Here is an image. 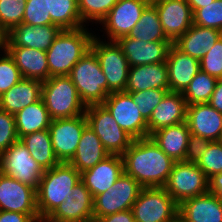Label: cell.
Returning a JSON list of instances; mask_svg holds the SVG:
<instances>
[{
	"instance_id": "60d3db41",
	"label": "cell",
	"mask_w": 222,
	"mask_h": 222,
	"mask_svg": "<svg viewBox=\"0 0 222 222\" xmlns=\"http://www.w3.org/2000/svg\"><path fill=\"white\" fill-rule=\"evenodd\" d=\"M22 23L31 26L54 24L48 12V0H26Z\"/></svg>"
},
{
	"instance_id": "4dcf8cb0",
	"label": "cell",
	"mask_w": 222,
	"mask_h": 222,
	"mask_svg": "<svg viewBox=\"0 0 222 222\" xmlns=\"http://www.w3.org/2000/svg\"><path fill=\"white\" fill-rule=\"evenodd\" d=\"M14 117L18 139L30 133L49 129L51 122L48 110L41 98L17 112Z\"/></svg>"
},
{
	"instance_id": "6da1fadb",
	"label": "cell",
	"mask_w": 222,
	"mask_h": 222,
	"mask_svg": "<svg viewBox=\"0 0 222 222\" xmlns=\"http://www.w3.org/2000/svg\"><path fill=\"white\" fill-rule=\"evenodd\" d=\"M122 158L124 172L142 187H163L175 163L150 136L133 139Z\"/></svg>"
},
{
	"instance_id": "b9f144b4",
	"label": "cell",
	"mask_w": 222,
	"mask_h": 222,
	"mask_svg": "<svg viewBox=\"0 0 222 222\" xmlns=\"http://www.w3.org/2000/svg\"><path fill=\"white\" fill-rule=\"evenodd\" d=\"M3 53L0 55V96L23 78L13 58L7 51Z\"/></svg>"
},
{
	"instance_id": "2e32d148",
	"label": "cell",
	"mask_w": 222,
	"mask_h": 222,
	"mask_svg": "<svg viewBox=\"0 0 222 222\" xmlns=\"http://www.w3.org/2000/svg\"><path fill=\"white\" fill-rule=\"evenodd\" d=\"M0 211L38 214L36 189L0 171Z\"/></svg>"
},
{
	"instance_id": "f35d334b",
	"label": "cell",
	"mask_w": 222,
	"mask_h": 222,
	"mask_svg": "<svg viewBox=\"0 0 222 222\" xmlns=\"http://www.w3.org/2000/svg\"><path fill=\"white\" fill-rule=\"evenodd\" d=\"M196 164L208 179L222 173V142H211Z\"/></svg>"
},
{
	"instance_id": "f907efd6",
	"label": "cell",
	"mask_w": 222,
	"mask_h": 222,
	"mask_svg": "<svg viewBox=\"0 0 222 222\" xmlns=\"http://www.w3.org/2000/svg\"><path fill=\"white\" fill-rule=\"evenodd\" d=\"M214 1L215 0H187V3L190 5L192 12H194L196 9L206 7Z\"/></svg>"
},
{
	"instance_id": "7c38bea8",
	"label": "cell",
	"mask_w": 222,
	"mask_h": 222,
	"mask_svg": "<svg viewBox=\"0 0 222 222\" xmlns=\"http://www.w3.org/2000/svg\"><path fill=\"white\" fill-rule=\"evenodd\" d=\"M88 125L85 114L51 120L49 133L54 153L59 162L69 163L74 157L84 128Z\"/></svg>"
},
{
	"instance_id": "7402d4cb",
	"label": "cell",
	"mask_w": 222,
	"mask_h": 222,
	"mask_svg": "<svg viewBox=\"0 0 222 222\" xmlns=\"http://www.w3.org/2000/svg\"><path fill=\"white\" fill-rule=\"evenodd\" d=\"M166 64L168 66L169 89L172 92L183 93L193 77L200 71V61L170 45Z\"/></svg>"
},
{
	"instance_id": "816d5d0a",
	"label": "cell",
	"mask_w": 222,
	"mask_h": 222,
	"mask_svg": "<svg viewBox=\"0 0 222 222\" xmlns=\"http://www.w3.org/2000/svg\"><path fill=\"white\" fill-rule=\"evenodd\" d=\"M0 49L6 52L7 49V32L0 28Z\"/></svg>"
},
{
	"instance_id": "7bdbcfd3",
	"label": "cell",
	"mask_w": 222,
	"mask_h": 222,
	"mask_svg": "<svg viewBox=\"0 0 222 222\" xmlns=\"http://www.w3.org/2000/svg\"><path fill=\"white\" fill-rule=\"evenodd\" d=\"M200 70L209 75L222 79V38L200 60Z\"/></svg>"
},
{
	"instance_id": "ab89813d",
	"label": "cell",
	"mask_w": 222,
	"mask_h": 222,
	"mask_svg": "<svg viewBox=\"0 0 222 222\" xmlns=\"http://www.w3.org/2000/svg\"><path fill=\"white\" fill-rule=\"evenodd\" d=\"M193 24L222 31V0H215L193 12Z\"/></svg>"
},
{
	"instance_id": "5bb4252c",
	"label": "cell",
	"mask_w": 222,
	"mask_h": 222,
	"mask_svg": "<svg viewBox=\"0 0 222 222\" xmlns=\"http://www.w3.org/2000/svg\"><path fill=\"white\" fill-rule=\"evenodd\" d=\"M151 0H118L101 21L111 41L128 36Z\"/></svg>"
},
{
	"instance_id": "ee69618b",
	"label": "cell",
	"mask_w": 222,
	"mask_h": 222,
	"mask_svg": "<svg viewBox=\"0 0 222 222\" xmlns=\"http://www.w3.org/2000/svg\"><path fill=\"white\" fill-rule=\"evenodd\" d=\"M18 140L14 114L0 109V155Z\"/></svg>"
},
{
	"instance_id": "f6af8a7d",
	"label": "cell",
	"mask_w": 222,
	"mask_h": 222,
	"mask_svg": "<svg viewBox=\"0 0 222 222\" xmlns=\"http://www.w3.org/2000/svg\"><path fill=\"white\" fill-rule=\"evenodd\" d=\"M211 142V140L190 134L184 161L197 163Z\"/></svg>"
},
{
	"instance_id": "1f68e13d",
	"label": "cell",
	"mask_w": 222,
	"mask_h": 222,
	"mask_svg": "<svg viewBox=\"0 0 222 222\" xmlns=\"http://www.w3.org/2000/svg\"><path fill=\"white\" fill-rule=\"evenodd\" d=\"M19 141L44 170L51 169L60 163L54 153L48 129L27 134L21 137Z\"/></svg>"
},
{
	"instance_id": "bcb514c9",
	"label": "cell",
	"mask_w": 222,
	"mask_h": 222,
	"mask_svg": "<svg viewBox=\"0 0 222 222\" xmlns=\"http://www.w3.org/2000/svg\"><path fill=\"white\" fill-rule=\"evenodd\" d=\"M0 222H40L39 214L0 211Z\"/></svg>"
},
{
	"instance_id": "83f0119b",
	"label": "cell",
	"mask_w": 222,
	"mask_h": 222,
	"mask_svg": "<svg viewBox=\"0 0 222 222\" xmlns=\"http://www.w3.org/2000/svg\"><path fill=\"white\" fill-rule=\"evenodd\" d=\"M191 132L187 122H182L153 132L150 137L174 161H184Z\"/></svg>"
},
{
	"instance_id": "836d02e7",
	"label": "cell",
	"mask_w": 222,
	"mask_h": 222,
	"mask_svg": "<svg viewBox=\"0 0 222 222\" xmlns=\"http://www.w3.org/2000/svg\"><path fill=\"white\" fill-rule=\"evenodd\" d=\"M51 21L63 29H77L83 26L77 0H48Z\"/></svg>"
},
{
	"instance_id": "f1b7e54d",
	"label": "cell",
	"mask_w": 222,
	"mask_h": 222,
	"mask_svg": "<svg viewBox=\"0 0 222 222\" xmlns=\"http://www.w3.org/2000/svg\"><path fill=\"white\" fill-rule=\"evenodd\" d=\"M221 32L217 29L193 24L173 44L182 52L200 61L221 38Z\"/></svg>"
},
{
	"instance_id": "ffe728a7",
	"label": "cell",
	"mask_w": 222,
	"mask_h": 222,
	"mask_svg": "<svg viewBox=\"0 0 222 222\" xmlns=\"http://www.w3.org/2000/svg\"><path fill=\"white\" fill-rule=\"evenodd\" d=\"M186 122L191 134L213 141L221 140L222 113L208 103L187 105Z\"/></svg>"
},
{
	"instance_id": "277c9868",
	"label": "cell",
	"mask_w": 222,
	"mask_h": 222,
	"mask_svg": "<svg viewBox=\"0 0 222 222\" xmlns=\"http://www.w3.org/2000/svg\"><path fill=\"white\" fill-rule=\"evenodd\" d=\"M41 99L51 120L72 118L85 114L75 85L68 76H52L42 82Z\"/></svg>"
},
{
	"instance_id": "d6986e66",
	"label": "cell",
	"mask_w": 222,
	"mask_h": 222,
	"mask_svg": "<svg viewBox=\"0 0 222 222\" xmlns=\"http://www.w3.org/2000/svg\"><path fill=\"white\" fill-rule=\"evenodd\" d=\"M124 172L122 155L110 154L94 167L81 173V181L89 189L93 199L107 191Z\"/></svg>"
},
{
	"instance_id": "8fae6325",
	"label": "cell",
	"mask_w": 222,
	"mask_h": 222,
	"mask_svg": "<svg viewBox=\"0 0 222 222\" xmlns=\"http://www.w3.org/2000/svg\"><path fill=\"white\" fill-rule=\"evenodd\" d=\"M0 171L36 190L45 172L19 140L0 155Z\"/></svg>"
},
{
	"instance_id": "c3c4849f",
	"label": "cell",
	"mask_w": 222,
	"mask_h": 222,
	"mask_svg": "<svg viewBox=\"0 0 222 222\" xmlns=\"http://www.w3.org/2000/svg\"><path fill=\"white\" fill-rule=\"evenodd\" d=\"M214 109L222 113V79H218L208 102Z\"/></svg>"
},
{
	"instance_id": "d590c367",
	"label": "cell",
	"mask_w": 222,
	"mask_h": 222,
	"mask_svg": "<svg viewBox=\"0 0 222 222\" xmlns=\"http://www.w3.org/2000/svg\"><path fill=\"white\" fill-rule=\"evenodd\" d=\"M25 6L26 0H0V28L8 33L21 24Z\"/></svg>"
},
{
	"instance_id": "4316f807",
	"label": "cell",
	"mask_w": 222,
	"mask_h": 222,
	"mask_svg": "<svg viewBox=\"0 0 222 222\" xmlns=\"http://www.w3.org/2000/svg\"><path fill=\"white\" fill-rule=\"evenodd\" d=\"M42 81L22 78L0 96V109L16 114L41 98Z\"/></svg>"
},
{
	"instance_id": "e575fe53",
	"label": "cell",
	"mask_w": 222,
	"mask_h": 222,
	"mask_svg": "<svg viewBox=\"0 0 222 222\" xmlns=\"http://www.w3.org/2000/svg\"><path fill=\"white\" fill-rule=\"evenodd\" d=\"M217 78L206 72L199 71L182 93L187 105L202 104L210 101Z\"/></svg>"
},
{
	"instance_id": "ac0fdd59",
	"label": "cell",
	"mask_w": 222,
	"mask_h": 222,
	"mask_svg": "<svg viewBox=\"0 0 222 222\" xmlns=\"http://www.w3.org/2000/svg\"><path fill=\"white\" fill-rule=\"evenodd\" d=\"M116 41L121 46L130 67L166 62L172 44L170 41L146 42L128 36Z\"/></svg>"
},
{
	"instance_id": "cb8c5ba5",
	"label": "cell",
	"mask_w": 222,
	"mask_h": 222,
	"mask_svg": "<svg viewBox=\"0 0 222 222\" xmlns=\"http://www.w3.org/2000/svg\"><path fill=\"white\" fill-rule=\"evenodd\" d=\"M178 215L185 222H222V200L211 192L186 199Z\"/></svg>"
},
{
	"instance_id": "ba28073f",
	"label": "cell",
	"mask_w": 222,
	"mask_h": 222,
	"mask_svg": "<svg viewBox=\"0 0 222 222\" xmlns=\"http://www.w3.org/2000/svg\"><path fill=\"white\" fill-rule=\"evenodd\" d=\"M85 115L88 126L99 137L109 154L122 155L129 148L133 138L121 129L103 104L86 106Z\"/></svg>"
},
{
	"instance_id": "f5cc1de1",
	"label": "cell",
	"mask_w": 222,
	"mask_h": 222,
	"mask_svg": "<svg viewBox=\"0 0 222 222\" xmlns=\"http://www.w3.org/2000/svg\"><path fill=\"white\" fill-rule=\"evenodd\" d=\"M168 222H185L179 215H177L174 219Z\"/></svg>"
},
{
	"instance_id": "5b68a950",
	"label": "cell",
	"mask_w": 222,
	"mask_h": 222,
	"mask_svg": "<svg viewBox=\"0 0 222 222\" xmlns=\"http://www.w3.org/2000/svg\"><path fill=\"white\" fill-rule=\"evenodd\" d=\"M68 77L85 106L102 104L108 97L106 76L91 49L71 69Z\"/></svg>"
},
{
	"instance_id": "9c48e42d",
	"label": "cell",
	"mask_w": 222,
	"mask_h": 222,
	"mask_svg": "<svg viewBox=\"0 0 222 222\" xmlns=\"http://www.w3.org/2000/svg\"><path fill=\"white\" fill-rule=\"evenodd\" d=\"M131 211L135 222H168L178 215L179 204L163 187H143Z\"/></svg>"
},
{
	"instance_id": "d6a6232c",
	"label": "cell",
	"mask_w": 222,
	"mask_h": 222,
	"mask_svg": "<svg viewBox=\"0 0 222 222\" xmlns=\"http://www.w3.org/2000/svg\"><path fill=\"white\" fill-rule=\"evenodd\" d=\"M128 37L146 42L169 41L163 32L156 7L152 3L143 10L139 21L130 31Z\"/></svg>"
},
{
	"instance_id": "f546056e",
	"label": "cell",
	"mask_w": 222,
	"mask_h": 222,
	"mask_svg": "<svg viewBox=\"0 0 222 222\" xmlns=\"http://www.w3.org/2000/svg\"><path fill=\"white\" fill-rule=\"evenodd\" d=\"M109 155L99 137L87 125L82 132L75 155L69 163L82 173L94 167Z\"/></svg>"
},
{
	"instance_id": "8992f818",
	"label": "cell",
	"mask_w": 222,
	"mask_h": 222,
	"mask_svg": "<svg viewBox=\"0 0 222 222\" xmlns=\"http://www.w3.org/2000/svg\"><path fill=\"white\" fill-rule=\"evenodd\" d=\"M99 39L96 36L93 37L90 49L95 53L106 76L107 94L125 92L130 68L128 60L117 41L110 40L104 43Z\"/></svg>"
},
{
	"instance_id": "74e56055",
	"label": "cell",
	"mask_w": 222,
	"mask_h": 222,
	"mask_svg": "<svg viewBox=\"0 0 222 222\" xmlns=\"http://www.w3.org/2000/svg\"><path fill=\"white\" fill-rule=\"evenodd\" d=\"M168 91H170V89H148L145 91L126 93L132 97V100L138 106L141 115L146 121H148L153 110L159 105Z\"/></svg>"
},
{
	"instance_id": "30bf717a",
	"label": "cell",
	"mask_w": 222,
	"mask_h": 222,
	"mask_svg": "<svg viewBox=\"0 0 222 222\" xmlns=\"http://www.w3.org/2000/svg\"><path fill=\"white\" fill-rule=\"evenodd\" d=\"M143 187L125 172L102 194L93 199L94 222L103 216L130 210Z\"/></svg>"
},
{
	"instance_id": "484cf974",
	"label": "cell",
	"mask_w": 222,
	"mask_h": 222,
	"mask_svg": "<svg viewBox=\"0 0 222 222\" xmlns=\"http://www.w3.org/2000/svg\"><path fill=\"white\" fill-rule=\"evenodd\" d=\"M6 51L13 58L23 78L42 82L49 79L46 51L19 46H7Z\"/></svg>"
},
{
	"instance_id": "7dc6e473",
	"label": "cell",
	"mask_w": 222,
	"mask_h": 222,
	"mask_svg": "<svg viewBox=\"0 0 222 222\" xmlns=\"http://www.w3.org/2000/svg\"><path fill=\"white\" fill-rule=\"evenodd\" d=\"M96 222H135V219L130 209L119 211L108 216H103L99 218Z\"/></svg>"
},
{
	"instance_id": "9a60e30c",
	"label": "cell",
	"mask_w": 222,
	"mask_h": 222,
	"mask_svg": "<svg viewBox=\"0 0 222 222\" xmlns=\"http://www.w3.org/2000/svg\"><path fill=\"white\" fill-rule=\"evenodd\" d=\"M156 7L164 34L174 43L193 25V12L187 0H151Z\"/></svg>"
},
{
	"instance_id": "e0dca14e",
	"label": "cell",
	"mask_w": 222,
	"mask_h": 222,
	"mask_svg": "<svg viewBox=\"0 0 222 222\" xmlns=\"http://www.w3.org/2000/svg\"><path fill=\"white\" fill-rule=\"evenodd\" d=\"M48 222H94L93 197L82 181L72 194L45 219Z\"/></svg>"
},
{
	"instance_id": "d4e9b609",
	"label": "cell",
	"mask_w": 222,
	"mask_h": 222,
	"mask_svg": "<svg viewBox=\"0 0 222 222\" xmlns=\"http://www.w3.org/2000/svg\"><path fill=\"white\" fill-rule=\"evenodd\" d=\"M148 89H169L166 62L129 68L125 92L145 91Z\"/></svg>"
},
{
	"instance_id": "8d00e7d4",
	"label": "cell",
	"mask_w": 222,
	"mask_h": 222,
	"mask_svg": "<svg viewBox=\"0 0 222 222\" xmlns=\"http://www.w3.org/2000/svg\"><path fill=\"white\" fill-rule=\"evenodd\" d=\"M117 2L118 0H77L83 24L87 20L101 23Z\"/></svg>"
},
{
	"instance_id": "4fadbf2b",
	"label": "cell",
	"mask_w": 222,
	"mask_h": 222,
	"mask_svg": "<svg viewBox=\"0 0 222 222\" xmlns=\"http://www.w3.org/2000/svg\"><path fill=\"white\" fill-rule=\"evenodd\" d=\"M117 124L133 139L148 137L147 121L126 92H113L102 103Z\"/></svg>"
},
{
	"instance_id": "52a82bcc",
	"label": "cell",
	"mask_w": 222,
	"mask_h": 222,
	"mask_svg": "<svg viewBox=\"0 0 222 222\" xmlns=\"http://www.w3.org/2000/svg\"><path fill=\"white\" fill-rule=\"evenodd\" d=\"M163 188L180 204L209 192V179L196 163L175 161Z\"/></svg>"
},
{
	"instance_id": "603a6c76",
	"label": "cell",
	"mask_w": 222,
	"mask_h": 222,
	"mask_svg": "<svg viewBox=\"0 0 222 222\" xmlns=\"http://www.w3.org/2000/svg\"><path fill=\"white\" fill-rule=\"evenodd\" d=\"M187 104L180 92L168 91L147 121L148 137L155 131L186 122Z\"/></svg>"
},
{
	"instance_id": "44dd1931",
	"label": "cell",
	"mask_w": 222,
	"mask_h": 222,
	"mask_svg": "<svg viewBox=\"0 0 222 222\" xmlns=\"http://www.w3.org/2000/svg\"><path fill=\"white\" fill-rule=\"evenodd\" d=\"M61 30L55 24L31 26L21 23L7 33V46L47 51Z\"/></svg>"
},
{
	"instance_id": "7a4b0ae2",
	"label": "cell",
	"mask_w": 222,
	"mask_h": 222,
	"mask_svg": "<svg viewBox=\"0 0 222 222\" xmlns=\"http://www.w3.org/2000/svg\"><path fill=\"white\" fill-rule=\"evenodd\" d=\"M94 36L84 27L61 30L46 51L49 78L68 76L71 69L90 50Z\"/></svg>"
},
{
	"instance_id": "3957f363",
	"label": "cell",
	"mask_w": 222,
	"mask_h": 222,
	"mask_svg": "<svg viewBox=\"0 0 222 222\" xmlns=\"http://www.w3.org/2000/svg\"><path fill=\"white\" fill-rule=\"evenodd\" d=\"M80 181L81 173L70 163L60 162L45 170L36 190L40 220H45L63 203Z\"/></svg>"
},
{
	"instance_id": "681fc988",
	"label": "cell",
	"mask_w": 222,
	"mask_h": 222,
	"mask_svg": "<svg viewBox=\"0 0 222 222\" xmlns=\"http://www.w3.org/2000/svg\"><path fill=\"white\" fill-rule=\"evenodd\" d=\"M209 192L222 200V173L216 174L209 179Z\"/></svg>"
}]
</instances>
